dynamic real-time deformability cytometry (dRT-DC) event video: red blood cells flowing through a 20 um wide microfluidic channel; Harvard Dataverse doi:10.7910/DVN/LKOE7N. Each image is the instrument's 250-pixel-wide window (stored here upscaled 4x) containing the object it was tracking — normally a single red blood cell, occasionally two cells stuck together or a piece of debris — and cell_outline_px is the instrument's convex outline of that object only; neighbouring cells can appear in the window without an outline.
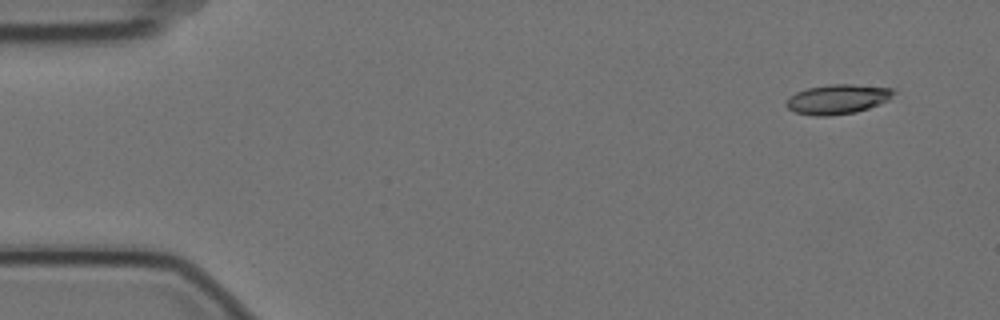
{"species": "Egyptian fruit bat (a non-hibernating species)", "species_latin": "Rousettus aegyptiacus", "temperature_condition": "cold", "stored_images_in_passage": 3, "camera_frame_rate_fps": 3000, "um_per_image_px": 0.085, "animal": {"sex": "female"}, "frame": {"image": 1, "passage_image": 1, "time_ms": 0.0, "image_size_px": [1000, 320], "cell_outline_px": [[896, 92], [888, 100], [868, 108], [856, 112], [828, 116], [812, 116], [796, 112], [788, 108], [784, 104], [796, 92], [808, 88], [828, 84], [852, 84], [892, 88]], "centroid_in_image_um": [71.2, 8.43], "position_along_channel_um": 13.8, "area_um2": 18.44}}